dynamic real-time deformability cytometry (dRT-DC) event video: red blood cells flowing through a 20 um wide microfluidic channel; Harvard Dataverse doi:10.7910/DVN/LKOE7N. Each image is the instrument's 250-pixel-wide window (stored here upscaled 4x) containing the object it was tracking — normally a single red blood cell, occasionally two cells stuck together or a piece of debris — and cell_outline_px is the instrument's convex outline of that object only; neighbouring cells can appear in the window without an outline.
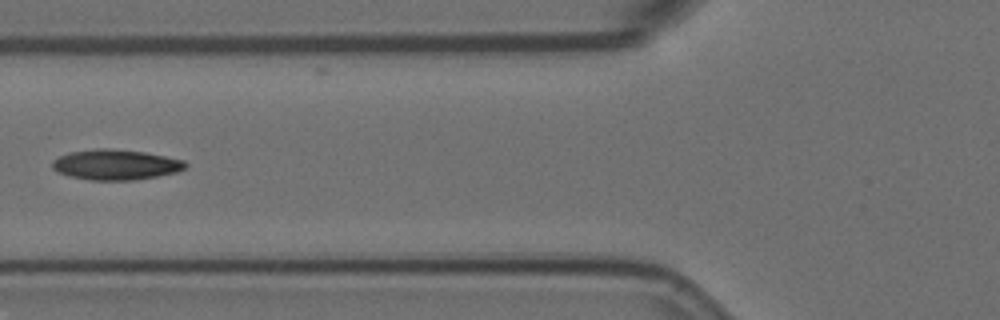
{"species": "Egyptian fruit bat (a non-hibernating species)", "species_latin": "Rousettus aegyptiacus", "temperature_condition": "room temperature", "stored_images_in_passage": 8, "camera_frame_rate_fps": 3000, "um_per_image_px": 0.085, "animal": {"sex": "female"}, "frame": {"image": 1, "passage_image": 5, "time_ms": 1.333, "image_size_px": [1000, 320], "cell_outline_px": [[188, 164], [184, 168], [176, 172], [136, 180], [92, 180], [68, 176], [56, 172], [52, 168], [52, 160], [68, 152], [96, 148], [108, 148], [144, 152], [184, 160]], "centroid_in_image_um": [9.79, 13.99], "position_along_channel_um": 116.0, "area_um2": 23.58}}
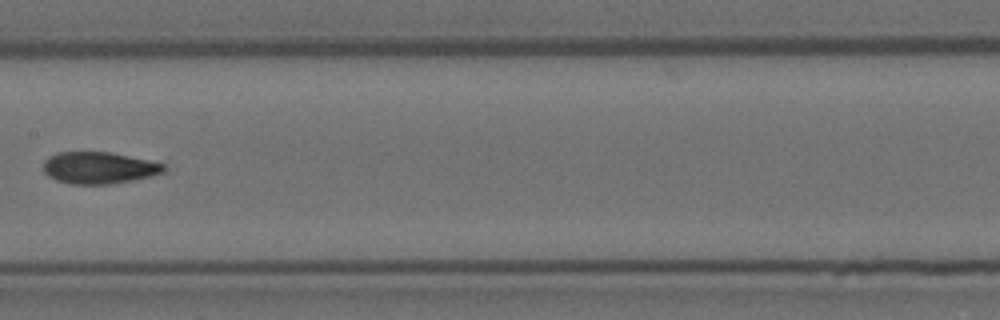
{"frame": {"image": 2, "passage_image": 7, "time_ms": 2.0, "image_size_px": [1000, 320], "cell_outline_px": [[164, 172], [152, 176], [132, 180], [108, 184], [72, 184], [56, 180], [48, 176], [44, 172], [44, 160], [48, 156], [56, 152], [112, 152], [148, 160], [164, 164]], "centroid_in_image_um": [8.38, 14.26], "position_along_channel_um": 199.0, "area_um2": 22.31}}
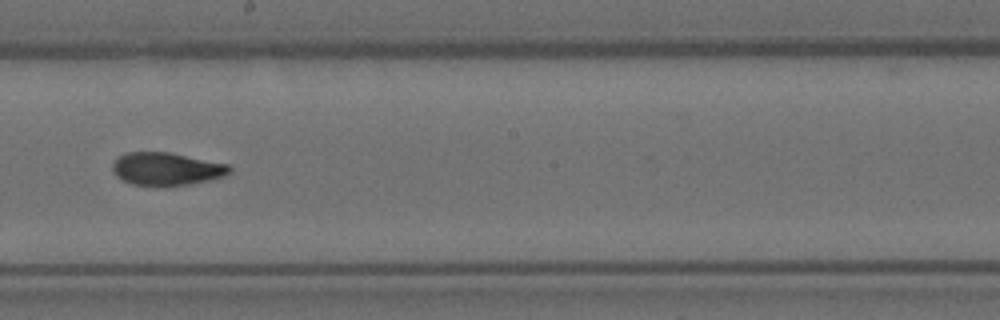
{"frame": {"image": 3, "passage_image": 8, "time_ms": 2.333, "image_size_px": [1000, 320], "cell_outline_px": [[232, 172], [224, 176], [212, 180], [164, 188], [156, 188], [132, 184], [116, 176], [112, 168], [112, 164], [124, 152], [168, 152], [228, 164], [232, 168]], "centroid_in_image_um": [14.16, 14.39], "position_along_channel_um": 234.0, "area_um2": 22.89}}